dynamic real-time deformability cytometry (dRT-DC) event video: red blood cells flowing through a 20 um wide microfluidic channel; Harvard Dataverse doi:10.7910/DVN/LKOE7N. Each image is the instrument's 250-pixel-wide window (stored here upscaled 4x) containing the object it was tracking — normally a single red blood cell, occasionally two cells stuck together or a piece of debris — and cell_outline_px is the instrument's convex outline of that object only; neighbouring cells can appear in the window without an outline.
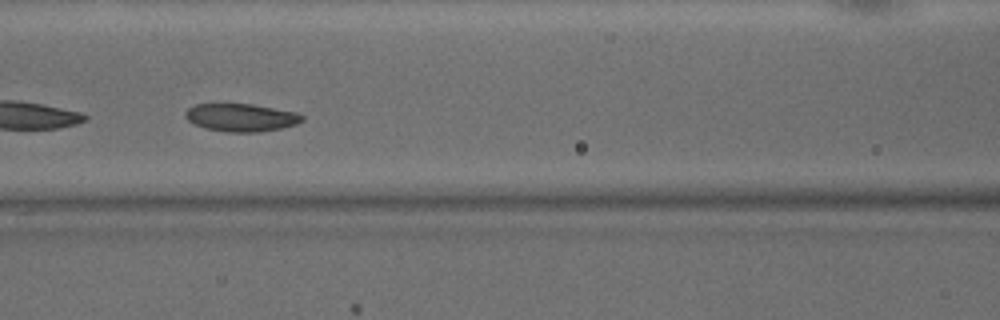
{"species": "common noctule bat (a hibernating species)", "species_latin": "Nyctalus noctula", "temperature_condition": "warm", "stored_images_in_passage": 25, "camera_frame_rate_fps": 3000, "um_per_image_px": 0.085, "animal": {"sex": "male", "body_mass_g": 15.6}, "frame": {"image": 1, "passage_image": 8, "time_ms": 2.333, "image_size_px": [1000, 320], "cell_outline_px": [[304, 120], [296, 124], [280, 128], [260, 132], [228, 132], [204, 128], [192, 124], [184, 116], [184, 112], [188, 108], [196, 104], [252, 104], [296, 112], [304, 116]], "centroid_in_image_um": [20.47, 9.99], "position_along_channel_um": 146.1, "area_um2": 19.02}}
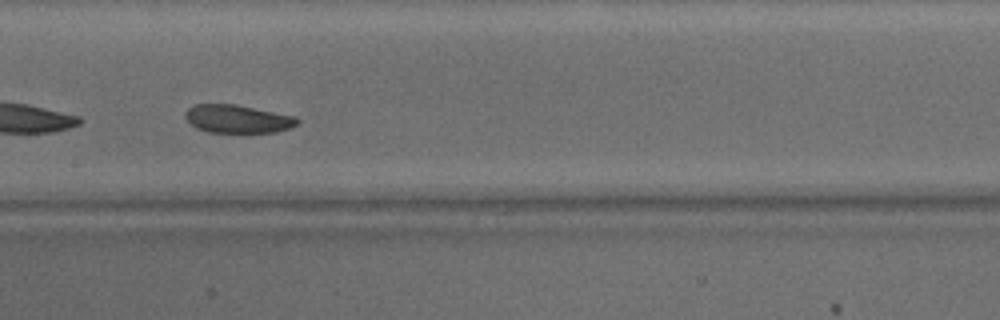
{"frame": {"image": 2, "passage_image": 11, "time_ms": 3.333, "image_size_px": [1000, 320], "cell_outline_px": [[300, 120], [296, 124], [288, 128], [276, 132], [208, 132], [196, 128], [184, 116], [184, 112], [188, 108], [196, 104], [236, 104], [296, 116]], "centroid_in_image_um": [20.18, 10.1], "position_along_channel_um": 187.2, "area_um2": 18.32}, "authors_computed_cell_mechanics": {"area_um2": 19.2474, "velocity_mm_per_s": 4.1259, "shape_relaxation_time_tau1_ms": 3.2345, "shape_relaxation_time_tau2_ms": 5.4744, "deformation_change_tau1": 0.068, "deformation_change_tau2": 0.1338}}